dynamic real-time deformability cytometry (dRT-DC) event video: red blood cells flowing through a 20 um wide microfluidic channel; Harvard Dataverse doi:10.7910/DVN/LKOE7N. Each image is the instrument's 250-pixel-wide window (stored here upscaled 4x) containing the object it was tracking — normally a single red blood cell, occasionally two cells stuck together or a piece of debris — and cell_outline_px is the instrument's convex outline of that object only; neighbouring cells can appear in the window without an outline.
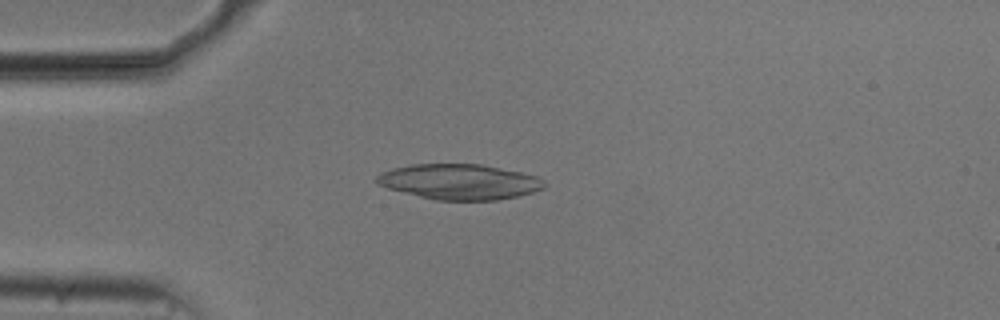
{"species": "common noctule bat (a hibernating species)", "species_latin": "Nyctalus noctula", "temperature_condition": "cold", "stored_images_in_passage": 53, "camera_frame_rate_fps": 3000, "um_per_image_px": 0.085, "animal": {"sex": "male", "body_mass_g": 20.5, "forearm_length_mm": 52.5}, "frame": {"image": 1, "passage_image": 14, "time_ms": 4.333, "image_size_px": [1000, 320], "cell_outline_px": [[548, 184], [544, 188], [520, 196], [496, 200], [436, 200], [388, 188], [376, 184], [376, 176], [380, 172], [392, 168], [412, 164], [484, 164], [520, 172], [536, 176], [544, 180]], "centroid_in_image_um": [39.07, 15.44], "position_along_channel_um": 45.9, "area_um2": 34.68}}
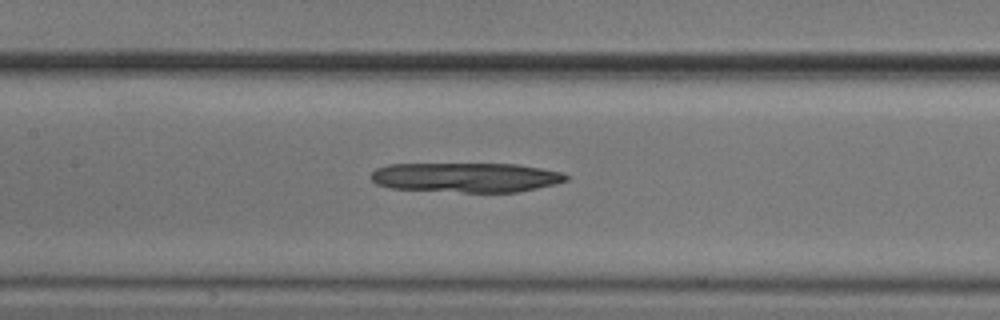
{"frame": {"image": 2, "passage_image": 25, "time_ms": 8.0, "image_size_px": [1000, 320], "cell_outline_px": [[568, 180], [556, 184], [516, 192], [464, 192], [392, 188], [376, 184], [372, 180], [372, 172], [376, 168], [388, 164], [516, 164], [540, 168], [560, 172], [568, 176]], "centroid_in_image_um": [39.61, 15.08], "position_along_channel_um": 167.8, "area_um2": 33.47}}
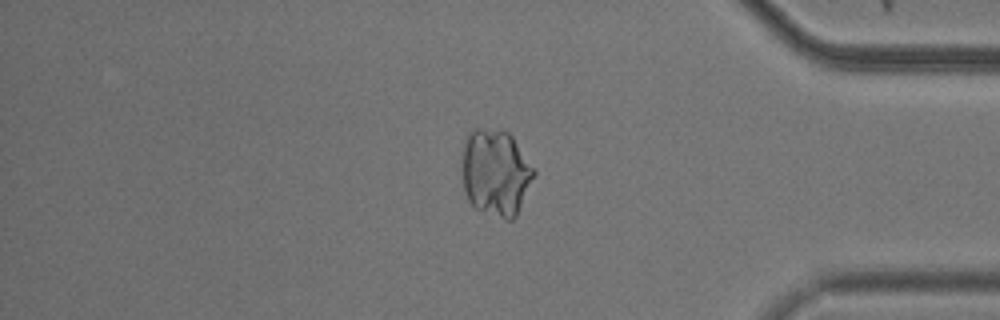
{"frame": {"image": 3, "passage_image": 45, "time_ms": 14.667, "image_size_px": [1000, 320], "cell_outline_px": [[536, 172], [516, 216], [512, 220], [504, 220], [476, 208], [468, 200], [464, 192], [460, 172], [460, 168], [464, 144], [468, 132], [476, 128], [480, 128], [508, 132], [512, 136]], "centroid_in_image_um": [42.08, 14.68], "position_along_channel_um": 393.1, "area_um2": 36.47}}